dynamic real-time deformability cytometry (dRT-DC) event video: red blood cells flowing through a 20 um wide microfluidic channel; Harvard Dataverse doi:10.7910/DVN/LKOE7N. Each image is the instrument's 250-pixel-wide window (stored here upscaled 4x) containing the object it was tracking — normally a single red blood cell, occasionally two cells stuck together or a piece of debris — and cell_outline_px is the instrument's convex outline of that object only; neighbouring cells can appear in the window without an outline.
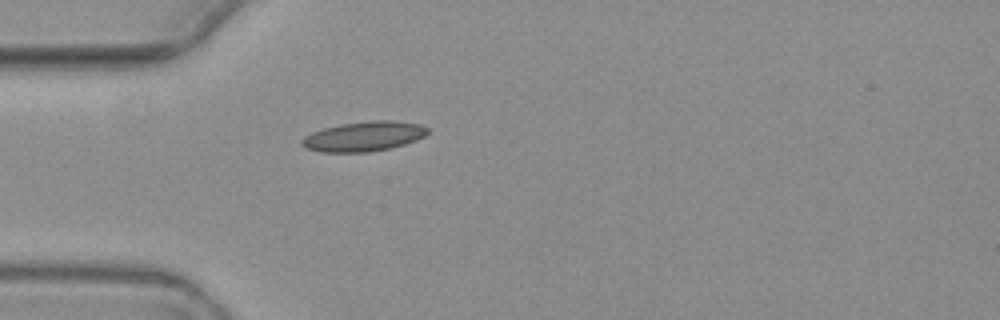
{"species": "common noctule bat (a hibernating species)", "species_latin": "Nyctalus noctula", "temperature_condition": "warm", "stored_images_in_passage": 6, "camera_frame_rate_fps": 3000, "um_per_image_px": 0.085, "animal": {"sex": "female", "body_mass_g": 19.3, "forearm_length_mm": 54.1}, "frame": {"image": 1, "passage_image": 6, "time_ms": 7.333, "image_size_px": [1000, 320], "cell_outline_px": [[428, 132], [424, 136], [416, 140], [404, 144], [388, 148], [368, 152], [320, 152], [304, 148], [300, 144], [300, 140], [304, 136], [312, 132], [324, 128], [340, 124], [368, 120], [392, 120], [420, 124], [428, 128]], "centroid_in_image_um": [30.88, 11.59], "position_along_channel_um": 54.1, "area_um2": 21.96}}